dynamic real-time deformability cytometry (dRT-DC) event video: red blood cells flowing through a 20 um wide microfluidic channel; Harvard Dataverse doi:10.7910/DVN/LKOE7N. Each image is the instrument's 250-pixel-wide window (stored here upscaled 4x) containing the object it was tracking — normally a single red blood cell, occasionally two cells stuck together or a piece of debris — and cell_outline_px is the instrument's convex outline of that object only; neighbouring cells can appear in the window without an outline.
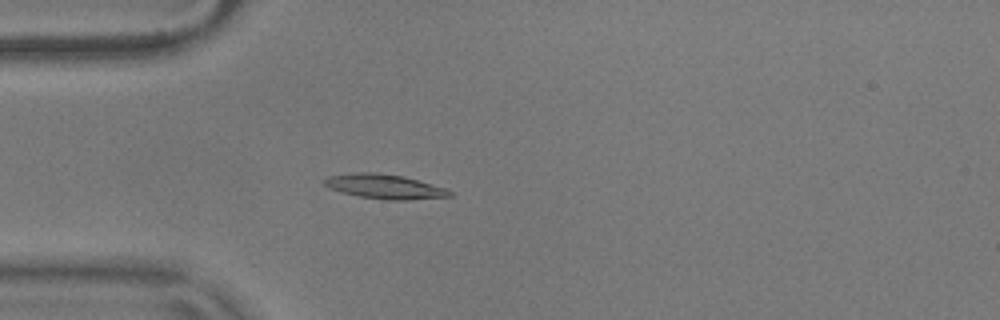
{"species": "common noctule bat (a hibernating species)", "species_latin": "Nyctalus noctula", "temperature_condition": "warm", "stored_images_in_passage": 55, "camera_frame_rate_fps": 3000, "um_per_image_px": 0.085, "animal": {"sex": "male", "body_mass_g": 17.9}, "frame": {"image": 1, "passage_image": 15, "time_ms": 4.667, "image_size_px": [1000, 320], "cell_outline_px": [[452, 196], [408, 200], [388, 200], [360, 196], [340, 192], [328, 188], [324, 184], [324, 180], [328, 176], [352, 172], [376, 172], [404, 176], [448, 188], [452, 192]], "centroid_in_image_um": [32.7, 15.85], "position_along_channel_um": 52.3, "area_um2": 18.09}}
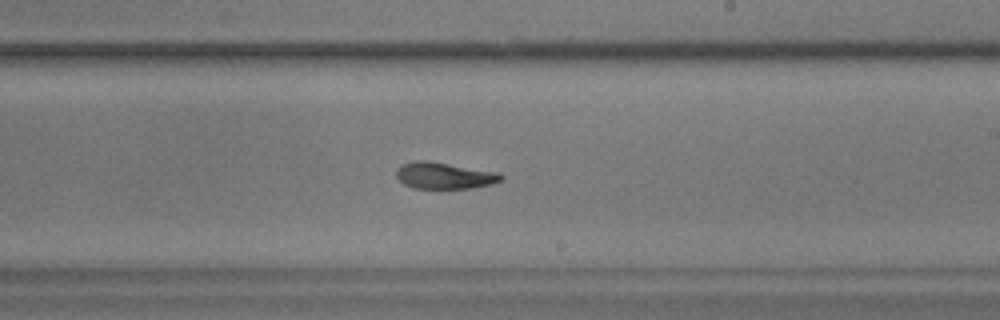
{"frame": {"image": 2, "passage_image": 32, "time_ms": 10.333, "image_size_px": [1000, 320], "cell_outline_px": [[504, 180], [492, 184], [472, 188], [412, 188], [404, 184], [396, 176], [396, 172], [404, 164], [420, 160], [424, 160], [500, 172], [504, 176]], "centroid_in_image_um": [37.84, 14.94], "position_along_channel_um": 251.2, "area_um2": 16.07}}
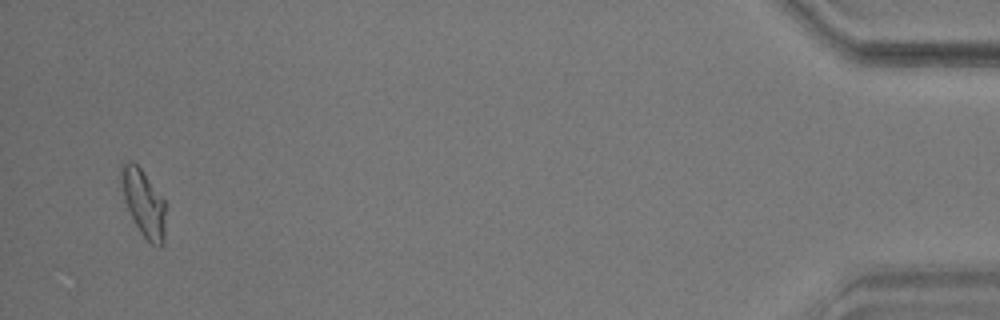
{"frame": {"image": 3, "passage_image": 53, "time_ms": 17.333, "image_size_px": [1000, 320], "cell_outline_px": [[164, 244], [160, 248], [152, 244], [140, 232], [124, 200], [120, 180], [120, 164], [128, 160], [132, 160], [140, 168], [164, 200]], "centroid_in_image_um": [12.18, 17.22], "position_along_channel_um": 423.0, "area_um2": 17.05}, "authors_computed_cell_mechanics": {"area_um2": 16.473, "velocity_mm_per_s": 3.6365, "shape_relaxation_time_tau1_ms": 6.3315, "shape_relaxation_time_tau2_ms": 2.5663, "deformation_change_tau1": 0.183, "deformation_change_tau2": 0.0942}}